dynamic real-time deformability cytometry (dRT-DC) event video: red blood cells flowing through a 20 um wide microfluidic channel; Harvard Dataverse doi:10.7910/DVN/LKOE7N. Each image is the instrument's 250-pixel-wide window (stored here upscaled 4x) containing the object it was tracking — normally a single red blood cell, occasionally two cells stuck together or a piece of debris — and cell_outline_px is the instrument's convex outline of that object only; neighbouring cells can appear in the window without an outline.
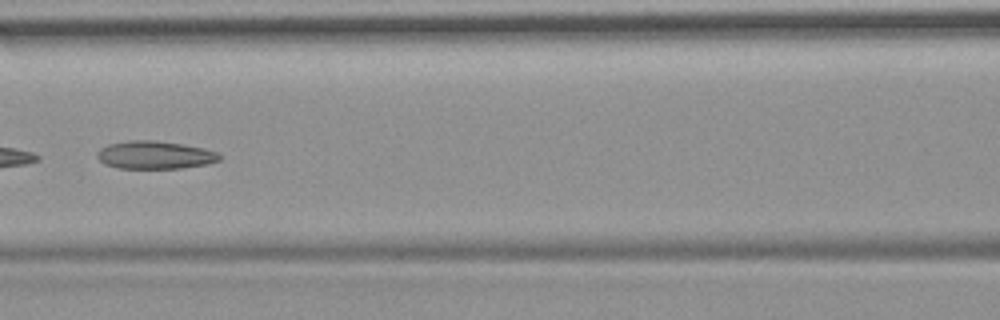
{"species": "common noctule bat (a hibernating species)", "species_latin": "Nyctalus noctula", "temperature_condition": "room temperature", "stored_images_in_passage": 9, "camera_frame_rate_fps": 3000, "um_per_image_px": 0.085, "animal": {"sex": "female", "body_mass_g": 19.9}, "frame": {"image": 1, "passage_image": 6, "time_ms": 6.667, "image_size_px": [1000, 320], "cell_outline_px": [[220, 160], [208, 164], [180, 168], [120, 168], [104, 164], [96, 156], [96, 152], [100, 148], [108, 144], [128, 140], [152, 140], [184, 144], [204, 148], [220, 152]], "centroid_in_image_um": [13.17, 13.16], "position_along_channel_um": 153.4, "area_um2": 20.06}}
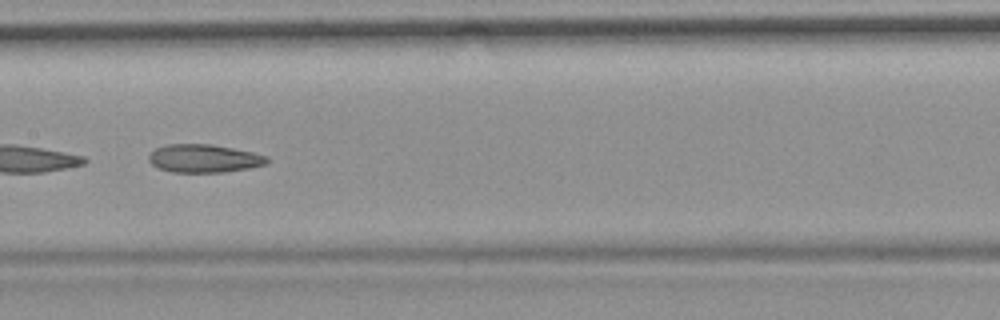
{"frame": {"image": 2, "passage_image": 7, "time_ms": 7.667, "image_size_px": [1000, 320], "cell_outline_px": [[268, 164], [248, 168], [224, 172], [172, 172], [160, 168], [152, 164], [148, 160], [148, 156], [156, 148], [168, 144], [212, 144], [252, 152], [268, 156]], "centroid_in_image_um": [17.35, 13.46], "position_along_channel_um": 190.0, "area_um2": 19.31}}